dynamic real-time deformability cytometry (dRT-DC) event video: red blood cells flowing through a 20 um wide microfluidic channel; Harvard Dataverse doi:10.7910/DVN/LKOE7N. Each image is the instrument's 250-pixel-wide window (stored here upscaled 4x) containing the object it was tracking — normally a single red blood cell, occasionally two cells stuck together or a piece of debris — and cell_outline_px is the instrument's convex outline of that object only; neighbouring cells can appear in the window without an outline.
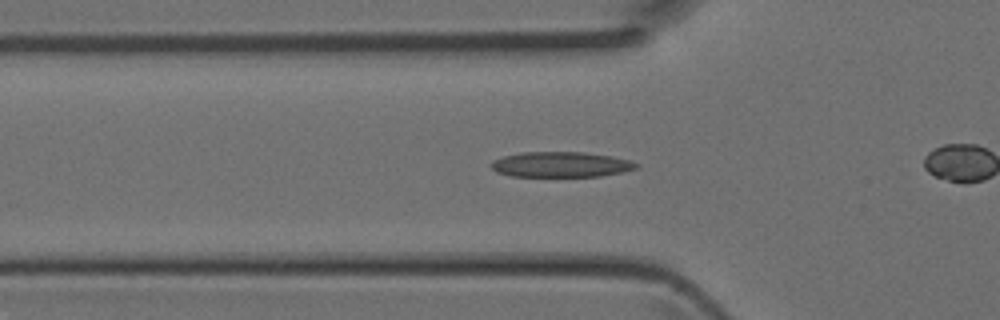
{"species": "Egyptian fruit bat (a non-hibernating species)", "species_latin": "Rousettus aegyptiacus", "temperature_condition": "room temperature", "stored_images_in_passage": 35, "camera_frame_rate_fps": 3000, "um_per_image_px": 0.085, "animal": {"sex": "female"}, "frame": {"image": 1, "passage_image": 14, "time_ms": 4.333, "image_size_px": [1000, 320], "cell_outline_px": [[640, 164], [636, 168], [620, 172], [600, 176], [512, 176], [496, 172], [488, 164], [492, 160], [504, 156], [520, 152], [584, 152], [612, 156], [628, 160]], "centroid_in_image_um": [47.62, 13.97], "position_along_channel_um": 78.2, "area_um2": 21.39}}
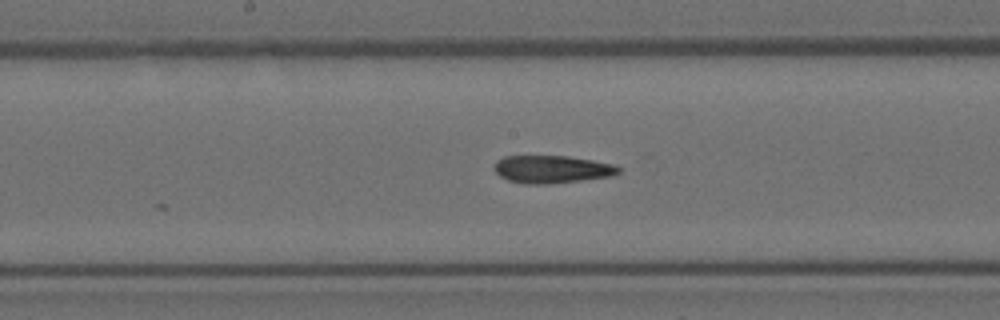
{"frame": {"image": 2, "passage_image": 22, "time_ms": 7.0, "image_size_px": [1000, 320], "cell_outline_px": [[620, 172], [612, 176], [548, 184], [524, 184], [508, 180], [500, 176], [492, 168], [496, 160], [504, 156], [568, 156], [592, 160], [612, 164], [620, 168]], "centroid_in_image_um": [46.86, 14.38], "position_along_channel_um": 201.3, "area_um2": 20.06}}
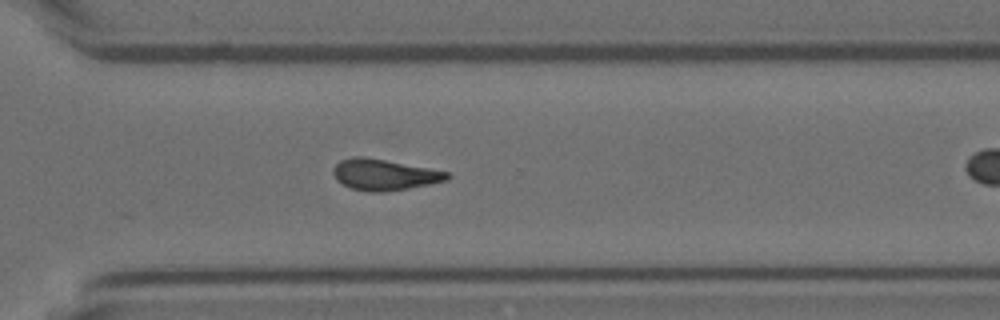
{"frame": {"image": 3, "passage_image": 31, "time_ms": 10.0, "image_size_px": [1000, 320], "cell_outline_px": [[452, 176], [448, 180], [408, 188], [380, 192], [368, 192], [352, 188], [336, 180], [332, 172], [332, 168], [340, 160], [352, 156], [364, 156], [428, 168], [448, 172]], "centroid_in_image_um": [32.63, 14.84], "position_along_channel_um": 338.0, "area_um2": 20.52}}